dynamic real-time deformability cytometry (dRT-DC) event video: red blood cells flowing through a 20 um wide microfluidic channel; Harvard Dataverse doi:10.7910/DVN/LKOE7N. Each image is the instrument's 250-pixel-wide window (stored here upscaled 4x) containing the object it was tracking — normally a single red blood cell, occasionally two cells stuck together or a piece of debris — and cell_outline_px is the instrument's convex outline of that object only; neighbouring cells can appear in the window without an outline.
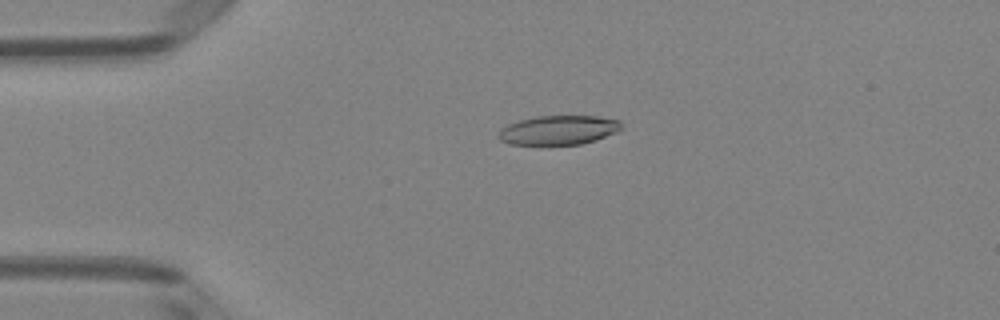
{"species": "Egyptian fruit bat (a non-hibernating species)", "species_latin": "Rousettus aegyptiacus", "temperature_condition": "room temperature", "stored_images_in_passage": 4, "camera_frame_rate_fps": 3000, "um_per_image_px": 0.085, "animal": {"sex": "female"}, "frame": {"image": 1, "passage_image": 3, "time_ms": 0.667, "image_size_px": [1000, 320], "cell_outline_px": [[620, 128], [616, 132], [596, 140], [580, 144], [540, 148], [508, 144], [500, 140], [496, 136], [508, 124], [520, 120], [536, 116], [596, 116], [620, 120]], "centroid_in_image_um": [47.4, 11.12], "position_along_channel_um": 37.6, "area_um2": 21.73}}